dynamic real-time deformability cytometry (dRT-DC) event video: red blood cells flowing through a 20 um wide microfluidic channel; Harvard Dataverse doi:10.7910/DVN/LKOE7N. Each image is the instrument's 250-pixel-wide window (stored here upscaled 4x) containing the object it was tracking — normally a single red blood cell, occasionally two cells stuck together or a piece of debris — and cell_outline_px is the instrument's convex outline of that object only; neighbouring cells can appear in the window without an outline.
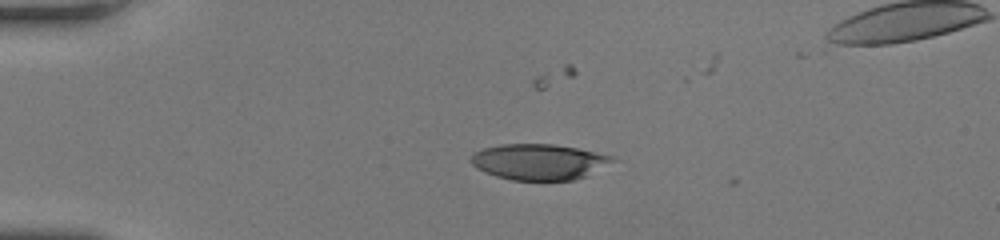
{"species": "human", "species_latin": "Homo sapiens", "temperature_condition": "room temperature", "stored_images_in_passage": 33, "camera_frame_rate_fps": 3000, "um_per_image_px": 0.085, "donor": {"sex": "female"}, "frame": {"image": 1, "passage_image": 1, "time_ms": 0.0, "image_size_px": [1000, 240], "cell_outline_px": [[616, 160], [588, 176], [576, 180], [512, 180], [496, 176], [484, 172], [476, 168], [472, 164], [472, 152], [484, 148], [500, 144], [552, 144], [576, 148], [616, 156]], "centroid_in_image_um": [45.84, 13.76], "position_along_channel_um": 39.2, "area_um2": 29.71}}
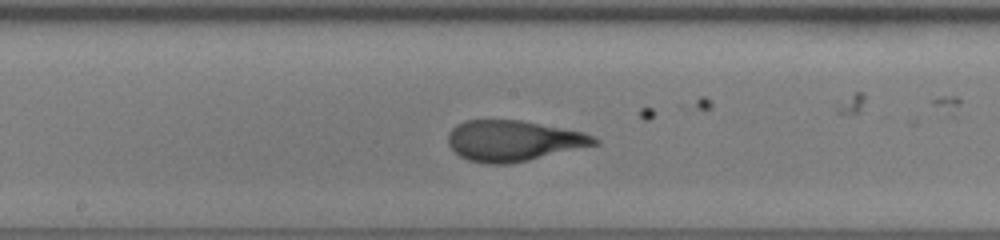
{"frame": {"image": 2, "passage_image": 17, "time_ms": 5.333, "image_size_px": [1000, 240], "cell_outline_px": [[600, 144], [512, 164], [484, 164], [468, 160], [460, 156], [448, 144], [448, 132], [456, 124], [464, 120], [520, 120], [580, 132], [592, 136], [600, 140]], "centroid_in_image_um": [43.61, 11.98], "position_along_channel_um": 204.6, "area_um2": 34.74}}
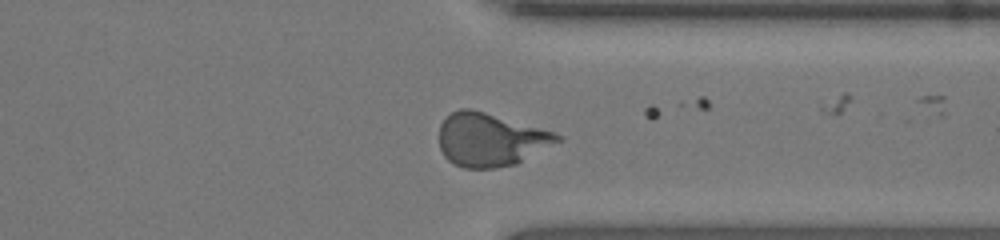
{"frame": {"image": 3, "passage_image": 29, "time_ms": 9.333, "image_size_px": [1000, 240], "cell_outline_px": [[564, 140], [516, 164], [496, 168], [464, 168], [452, 164], [444, 156], [440, 148], [440, 124], [452, 112], [460, 108], [472, 108], [552, 132], [564, 136]], "centroid_in_image_um": [41.7, 11.88], "position_along_channel_um": 369.7, "area_um2": 36.65}}